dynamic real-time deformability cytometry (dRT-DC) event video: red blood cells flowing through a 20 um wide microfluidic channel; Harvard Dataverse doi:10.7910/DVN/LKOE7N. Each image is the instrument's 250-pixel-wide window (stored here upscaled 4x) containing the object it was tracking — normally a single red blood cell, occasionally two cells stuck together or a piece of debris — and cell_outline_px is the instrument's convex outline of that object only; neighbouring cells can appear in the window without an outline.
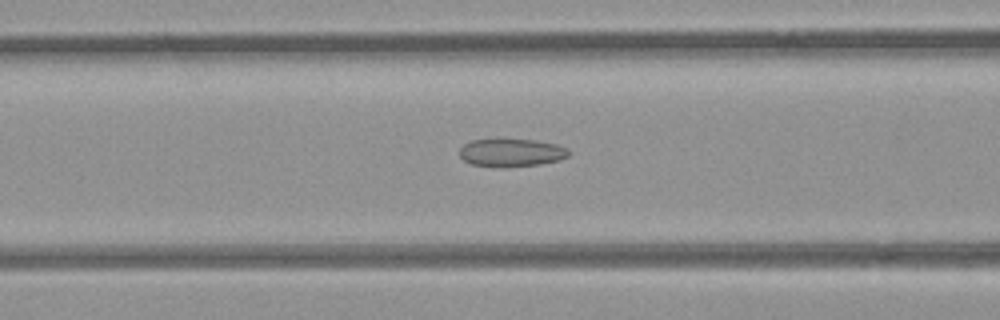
{"species": "common noctule bat (a hibernating species)", "species_latin": "Nyctalus noctula", "temperature_condition": "room temperature", "stored_images_in_passage": 29, "camera_frame_rate_fps": 3000, "um_per_image_px": 0.085, "animal": {"sex": "female", "body_mass_g": 21.9}, "frame": {"image": 1, "passage_image": 7, "time_ms": 2.0, "image_size_px": [1000, 320], "cell_outline_px": [[568, 156], [556, 160], [540, 164], [472, 164], [464, 160], [460, 156], [460, 148], [464, 144], [472, 140], [536, 140], [556, 144], [568, 148]], "centroid_in_image_um": [43.48, 12.92], "position_along_channel_um": 123.1, "area_um2": 16.59}}
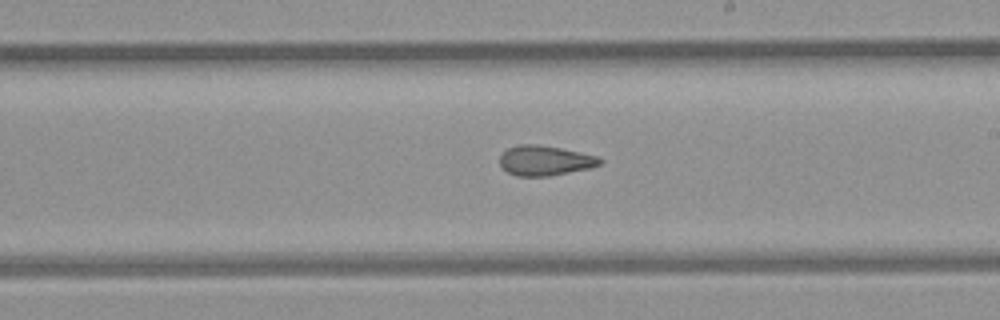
{"frame": {"image": 2, "passage_image": 16, "time_ms": 5.0, "image_size_px": [1000, 320], "cell_outline_px": [[604, 160], [600, 164], [592, 168], [548, 176], [516, 176], [508, 172], [500, 164], [500, 156], [508, 148], [520, 144], [532, 144], [560, 148], [600, 156]], "centroid_in_image_um": [46.37, 13.65], "position_along_channel_um": 242.6, "area_um2": 17.46}}
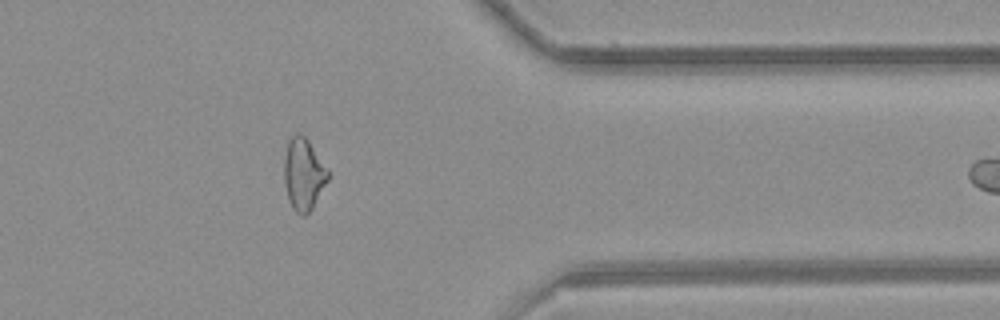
{"frame": {"image": 3, "passage_image": 28, "time_ms": 9.0, "image_size_px": [1000, 320], "cell_outline_px": [[328, 180], [312, 208], [304, 216], [300, 216], [292, 208], [288, 200], [284, 184], [284, 156], [288, 140], [296, 132], [300, 132], [308, 140], [328, 168]], "centroid_in_image_um": [25.78, 14.8], "position_along_channel_um": 385.6, "area_um2": 18.55}}